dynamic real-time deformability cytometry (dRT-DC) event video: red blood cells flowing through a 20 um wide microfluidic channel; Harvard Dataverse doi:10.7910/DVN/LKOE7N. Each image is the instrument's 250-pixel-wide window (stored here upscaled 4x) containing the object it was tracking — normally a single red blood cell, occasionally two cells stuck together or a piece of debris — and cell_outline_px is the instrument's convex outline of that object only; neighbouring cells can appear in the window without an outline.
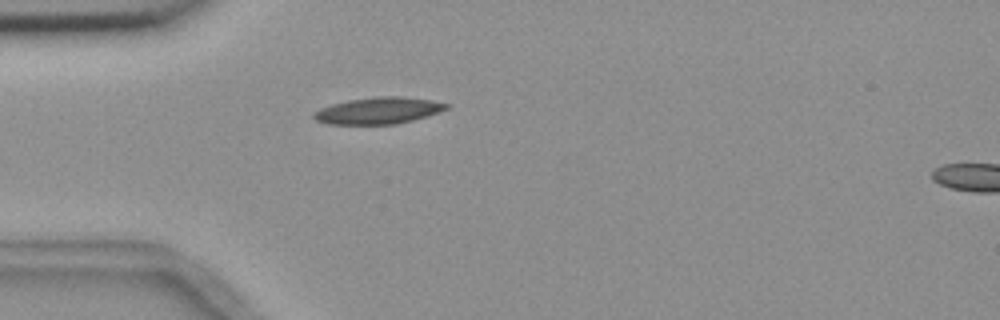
{"species": "common noctule bat (a hibernating species)", "species_latin": "Nyctalus noctula", "temperature_condition": "room temperature", "stored_images_in_passage": 3, "segment_of_instrument_passage": [1, 2], "camera_frame_rate_fps": 3000, "um_per_image_px": 0.085, "animal": {"sex": "female", "body_mass_g": 18.4}, "frame": {"image": 1, "passage_image": 2, "time_ms": 1.0, "image_size_px": [1000, 320], "cell_outline_px": [[448, 108], [412, 120], [396, 124], [328, 124], [316, 120], [312, 116], [312, 112], [320, 108], [332, 104], [348, 100], [376, 96], [400, 96], [428, 100], [448, 104]], "centroid_in_image_um": [32.07, 9.4], "position_along_channel_um": 52.9, "area_um2": 20.29}}